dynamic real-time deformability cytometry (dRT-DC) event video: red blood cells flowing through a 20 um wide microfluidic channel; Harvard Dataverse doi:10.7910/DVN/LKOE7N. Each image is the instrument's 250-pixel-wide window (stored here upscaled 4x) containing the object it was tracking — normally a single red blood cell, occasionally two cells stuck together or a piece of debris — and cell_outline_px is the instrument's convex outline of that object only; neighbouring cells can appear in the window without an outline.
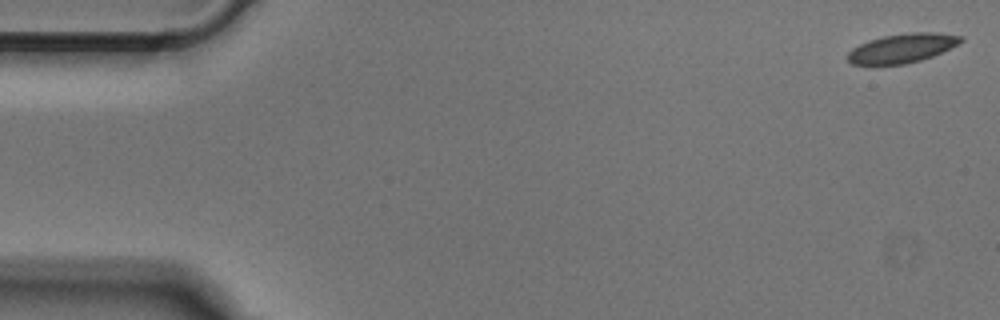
{"species": "Egyptian fruit bat (a non-hibernating species)", "species_latin": "Rousettus aegyptiacus", "temperature_condition": "cold", "stored_images_in_passage": 33, "camera_frame_rate_fps": 3000, "um_per_image_px": 0.085, "animal": {"sex": "male"}, "frame": {"image": 1, "passage_image": 1, "time_ms": 0.0, "image_size_px": [1000, 320], "cell_outline_px": [[964, 40], [932, 56], [920, 60], [904, 64], [872, 68], [868, 68], [852, 64], [848, 60], [848, 52], [852, 48], [868, 40], [884, 36], [912, 32], [936, 32], [964, 36]], "centroid_in_image_um": [76.58, 4.14], "position_along_channel_um": 8.4, "area_um2": 19.71}}
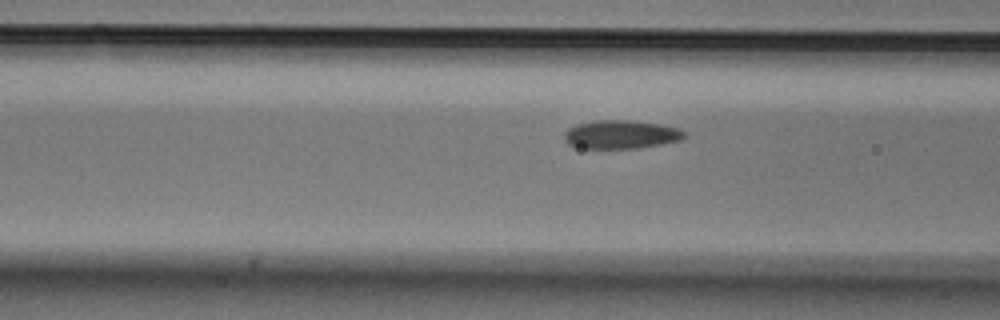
{"frame": {"image": 2, "passage_image": 19, "time_ms": 6.0, "image_size_px": [1000, 320], "cell_outline_px": [[688, 136], [680, 140], [640, 148], [572, 148], [564, 140], [564, 132], [568, 128], [576, 124], [596, 120], [628, 120], [660, 124], [680, 128], [688, 132]], "centroid_in_image_um": [52.78, 11.43], "position_along_channel_um": 113.8, "area_um2": 20.29}}
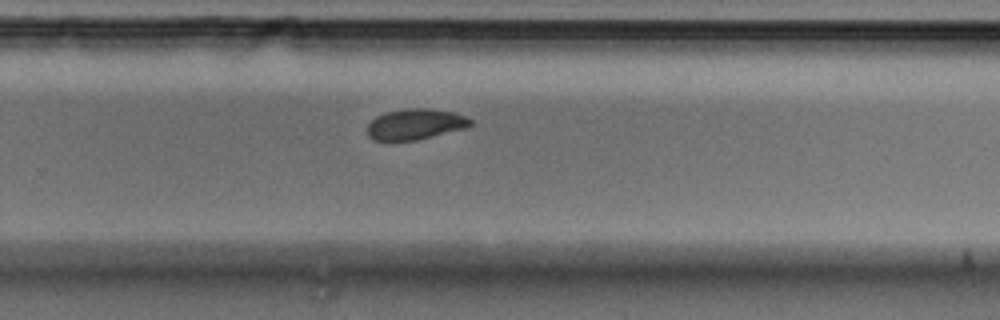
{"frame": {"image": 3, "passage_image": 33, "time_ms": 10.667, "image_size_px": [1000, 320], "cell_outline_px": [[472, 124], [464, 128], [416, 140], [372, 140], [368, 136], [368, 124], [376, 116], [384, 112], [404, 108], [428, 108], [452, 112], [468, 116], [472, 120]], "centroid_in_image_um": [35.29, 10.54], "position_along_channel_um": 294.5, "area_um2": 18.44}}